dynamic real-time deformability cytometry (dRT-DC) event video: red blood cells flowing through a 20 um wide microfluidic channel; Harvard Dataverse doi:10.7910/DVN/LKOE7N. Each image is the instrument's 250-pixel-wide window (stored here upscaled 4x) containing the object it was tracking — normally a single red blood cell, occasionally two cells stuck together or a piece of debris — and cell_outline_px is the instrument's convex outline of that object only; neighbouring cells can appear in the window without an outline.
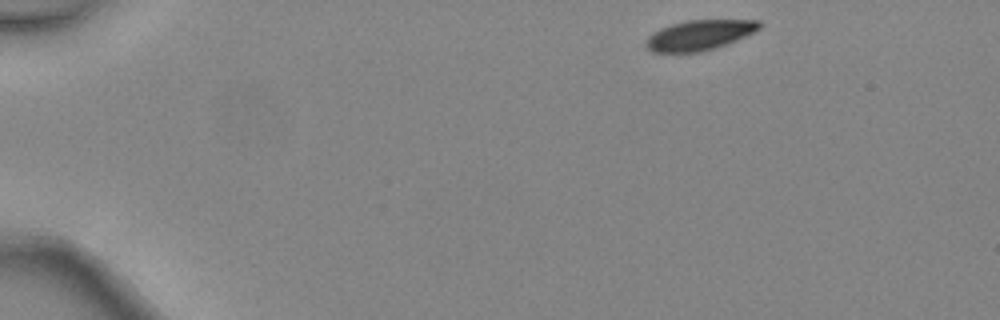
{"species": "common noctule bat (a hibernating species)", "species_latin": "Nyctalus noctula", "temperature_condition": "warm", "stored_images_in_passage": 3, "camera_frame_rate_fps": 3000, "um_per_image_px": 0.085, "animal": {"sex": "female", "body_mass_g": 24.6, "forearm_length_mm": 56.2}, "frame": {"image": 1, "passage_image": 1, "time_ms": 0.0, "image_size_px": [1000, 320], "cell_outline_px": [[760, 28], [744, 36], [716, 48], [700, 52], [652, 52], [644, 44], [644, 40], [652, 32], [660, 28], [672, 24], [688, 20], [760, 20]], "centroid_in_image_um": [59.38, 2.99], "position_along_channel_um": 25.6, "area_um2": 19.77}}